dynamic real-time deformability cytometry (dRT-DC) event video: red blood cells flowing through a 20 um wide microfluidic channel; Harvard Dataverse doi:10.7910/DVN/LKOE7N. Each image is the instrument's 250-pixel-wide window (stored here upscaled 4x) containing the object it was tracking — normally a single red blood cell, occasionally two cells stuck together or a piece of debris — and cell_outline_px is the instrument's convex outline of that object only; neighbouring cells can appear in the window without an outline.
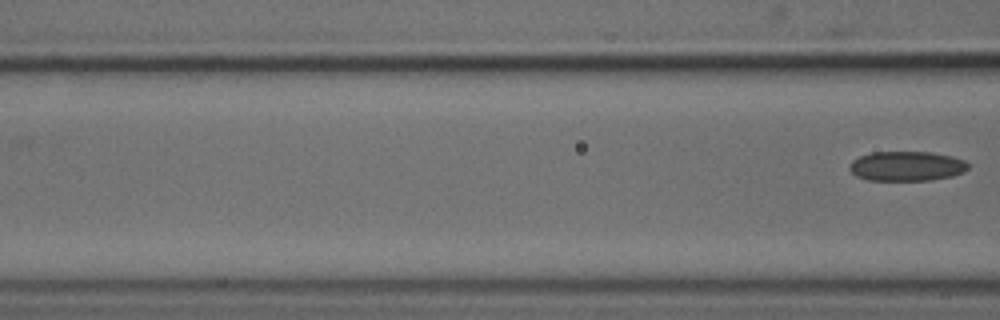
{"species": "common noctule bat (a hibernating species)", "species_latin": "Nyctalus noctula", "temperature_condition": "cold", "stored_images_in_passage": 3, "camera_frame_rate_fps": 3000, "um_per_image_px": 0.085, "animal": {"sex": "male", "body_mass_g": 18.8}, "frame": {"image": 1, "passage_image": 3, "time_ms": 2.333, "image_size_px": [1000, 320], "cell_outline_px": [[968, 168], [964, 172], [952, 176], [932, 180], [868, 180], [856, 176], [848, 168], [848, 164], [852, 160], [860, 156], [872, 152], [932, 152], [952, 156], [964, 160], [968, 164]], "centroid_in_image_um": [77.05, 14.12], "position_along_channel_um": 89.5, "area_um2": 20.63}}